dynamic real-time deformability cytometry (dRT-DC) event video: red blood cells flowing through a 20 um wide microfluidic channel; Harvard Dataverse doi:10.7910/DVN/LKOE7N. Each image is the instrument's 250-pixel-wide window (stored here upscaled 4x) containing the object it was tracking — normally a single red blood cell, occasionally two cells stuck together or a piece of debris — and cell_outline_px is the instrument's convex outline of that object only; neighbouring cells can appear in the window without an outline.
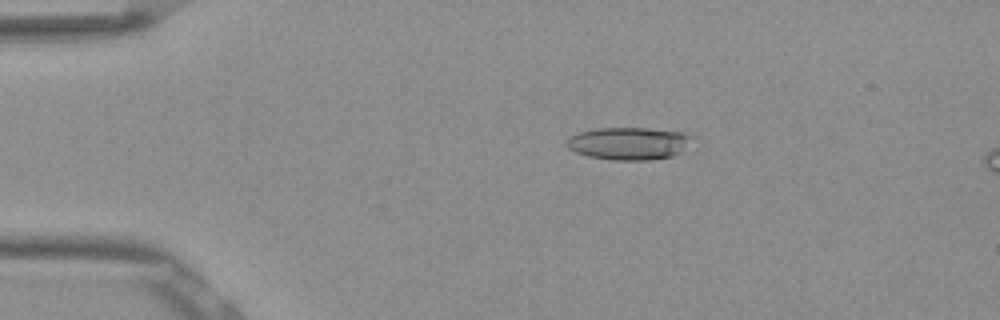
{"species": "Egyptian fruit bat (a non-hibernating species)", "species_latin": "Rousettus aegyptiacus", "temperature_condition": "room temperature", "stored_images_in_passage": 52, "camera_frame_rate_fps": 3000, "um_per_image_px": 0.085, "frame": {"image": 1, "passage_image": 10, "time_ms": 3.0, "image_size_px": [1000, 320], "cell_outline_px": [[692, 136], [680, 152], [672, 156], [648, 160], [612, 160], [588, 156], [576, 152], [568, 148], [568, 140], [572, 136], [580, 132], [596, 128], [648, 128], [684, 132]], "centroid_in_image_um": [53.43, 12.19], "position_along_channel_um": 31.6, "area_um2": 23.41}}
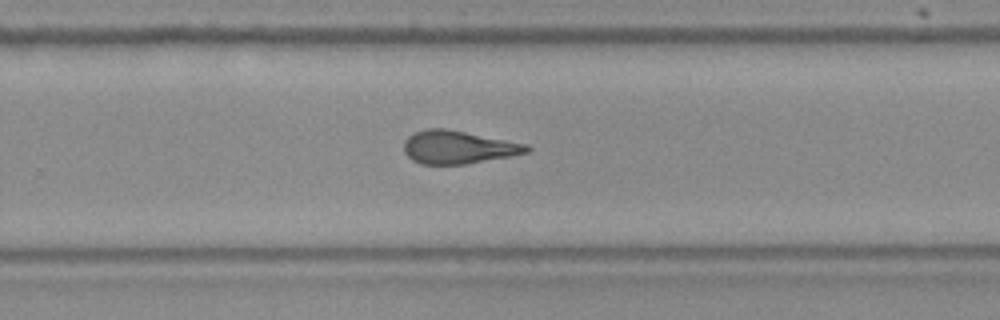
{"frame": {"image": 2, "passage_image": 34, "time_ms": 11.0, "image_size_px": [1000, 320], "cell_outline_px": [[532, 148], [528, 152], [512, 156], [464, 164], [420, 164], [412, 160], [404, 152], [404, 140], [408, 136], [416, 132], [428, 128], [444, 128], [528, 144]], "centroid_in_image_um": [38.94, 12.51], "position_along_channel_um": 290.9, "area_um2": 23.58}}
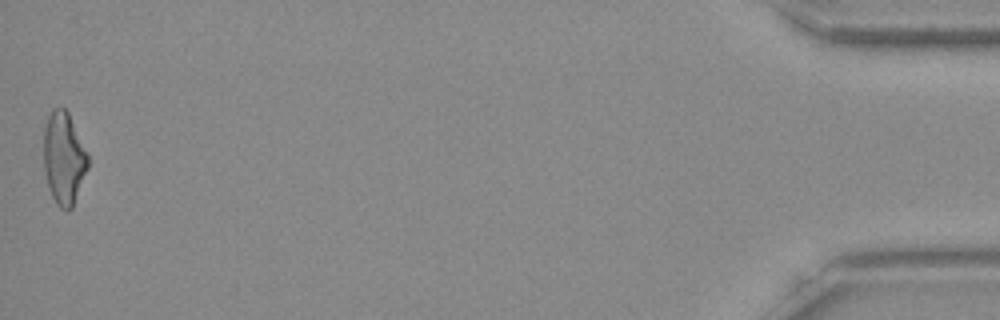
{"frame": {"image": 3, "passage_image": 52, "time_ms": 17.0, "image_size_px": [1000, 320], "cell_outline_px": [[88, 168], [72, 208], [68, 212], [60, 208], [56, 204], [48, 188], [44, 168], [44, 128], [48, 116], [52, 108], [64, 108], [68, 112], [88, 152]], "centroid_in_image_um": [5.43, 13.46], "position_along_channel_um": 429.8, "area_um2": 23.99}, "authors_computed_cell_mechanics": {"area_um2": 23.6402, "velocity_mm_per_s": 3.881, "shape_relaxation_time_tau1_ms": 9.9786, "shape_relaxation_time_tau2_ms": 2.6793, "deformation_change_tau1": 0.2649, "deformation_change_tau2": 0.1293}}